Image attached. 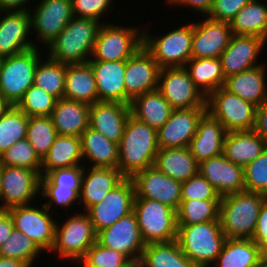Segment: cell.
I'll list each match as a JSON object with an SVG mask.
<instances>
[{
    "label": "cell",
    "instance_id": "obj_47",
    "mask_svg": "<svg viewBox=\"0 0 267 267\" xmlns=\"http://www.w3.org/2000/svg\"><path fill=\"white\" fill-rule=\"evenodd\" d=\"M129 261L130 259L121 252L104 247L96 241L79 263L83 262L84 267H120Z\"/></svg>",
    "mask_w": 267,
    "mask_h": 267
},
{
    "label": "cell",
    "instance_id": "obj_46",
    "mask_svg": "<svg viewBox=\"0 0 267 267\" xmlns=\"http://www.w3.org/2000/svg\"><path fill=\"white\" fill-rule=\"evenodd\" d=\"M56 101V97L42 90L40 87L32 85L16 106L28 117L50 116Z\"/></svg>",
    "mask_w": 267,
    "mask_h": 267
},
{
    "label": "cell",
    "instance_id": "obj_16",
    "mask_svg": "<svg viewBox=\"0 0 267 267\" xmlns=\"http://www.w3.org/2000/svg\"><path fill=\"white\" fill-rule=\"evenodd\" d=\"M41 175L31 169L2 165V210L29 205L40 194Z\"/></svg>",
    "mask_w": 267,
    "mask_h": 267
},
{
    "label": "cell",
    "instance_id": "obj_58",
    "mask_svg": "<svg viewBox=\"0 0 267 267\" xmlns=\"http://www.w3.org/2000/svg\"><path fill=\"white\" fill-rule=\"evenodd\" d=\"M30 0H0V14L1 12L9 11H27L25 4Z\"/></svg>",
    "mask_w": 267,
    "mask_h": 267
},
{
    "label": "cell",
    "instance_id": "obj_40",
    "mask_svg": "<svg viewBox=\"0 0 267 267\" xmlns=\"http://www.w3.org/2000/svg\"><path fill=\"white\" fill-rule=\"evenodd\" d=\"M66 67L67 64L59 63L49 57L45 62L40 59L35 70L33 85L40 87L57 99L63 98Z\"/></svg>",
    "mask_w": 267,
    "mask_h": 267
},
{
    "label": "cell",
    "instance_id": "obj_15",
    "mask_svg": "<svg viewBox=\"0 0 267 267\" xmlns=\"http://www.w3.org/2000/svg\"><path fill=\"white\" fill-rule=\"evenodd\" d=\"M160 69L144 46L126 60L124 74L126 105H130L134 98L158 89Z\"/></svg>",
    "mask_w": 267,
    "mask_h": 267
},
{
    "label": "cell",
    "instance_id": "obj_48",
    "mask_svg": "<svg viewBox=\"0 0 267 267\" xmlns=\"http://www.w3.org/2000/svg\"><path fill=\"white\" fill-rule=\"evenodd\" d=\"M245 191L267 196V148L244 167Z\"/></svg>",
    "mask_w": 267,
    "mask_h": 267
},
{
    "label": "cell",
    "instance_id": "obj_14",
    "mask_svg": "<svg viewBox=\"0 0 267 267\" xmlns=\"http://www.w3.org/2000/svg\"><path fill=\"white\" fill-rule=\"evenodd\" d=\"M135 198L159 201L177 211L181 202L182 182L168 177L155 166L137 172L132 178Z\"/></svg>",
    "mask_w": 267,
    "mask_h": 267
},
{
    "label": "cell",
    "instance_id": "obj_32",
    "mask_svg": "<svg viewBox=\"0 0 267 267\" xmlns=\"http://www.w3.org/2000/svg\"><path fill=\"white\" fill-rule=\"evenodd\" d=\"M263 249L252 239L226 238L214 265L219 267H261Z\"/></svg>",
    "mask_w": 267,
    "mask_h": 267
},
{
    "label": "cell",
    "instance_id": "obj_10",
    "mask_svg": "<svg viewBox=\"0 0 267 267\" xmlns=\"http://www.w3.org/2000/svg\"><path fill=\"white\" fill-rule=\"evenodd\" d=\"M206 107L207 112L227 132L254 129L257 107L224 87L216 89L206 98Z\"/></svg>",
    "mask_w": 267,
    "mask_h": 267
},
{
    "label": "cell",
    "instance_id": "obj_3",
    "mask_svg": "<svg viewBox=\"0 0 267 267\" xmlns=\"http://www.w3.org/2000/svg\"><path fill=\"white\" fill-rule=\"evenodd\" d=\"M267 196L242 191L221 197L219 221L226 238L252 239Z\"/></svg>",
    "mask_w": 267,
    "mask_h": 267
},
{
    "label": "cell",
    "instance_id": "obj_44",
    "mask_svg": "<svg viewBox=\"0 0 267 267\" xmlns=\"http://www.w3.org/2000/svg\"><path fill=\"white\" fill-rule=\"evenodd\" d=\"M41 250L32 241L20 231L13 230L8 239L0 245V256L23 261L28 267H31Z\"/></svg>",
    "mask_w": 267,
    "mask_h": 267
},
{
    "label": "cell",
    "instance_id": "obj_36",
    "mask_svg": "<svg viewBox=\"0 0 267 267\" xmlns=\"http://www.w3.org/2000/svg\"><path fill=\"white\" fill-rule=\"evenodd\" d=\"M81 159L83 160L80 137L58 135L42 160L41 176L55 169L78 166Z\"/></svg>",
    "mask_w": 267,
    "mask_h": 267
},
{
    "label": "cell",
    "instance_id": "obj_18",
    "mask_svg": "<svg viewBox=\"0 0 267 267\" xmlns=\"http://www.w3.org/2000/svg\"><path fill=\"white\" fill-rule=\"evenodd\" d=\"M207 107L174 109L168 121L157 130L158 148L188 147L197 131L199 120Z\"/></svg>",
    "mask_w": 267,
    "mask_h": 267
},
{
    "label": "cell",
    "instance_id": "obj_20",
    "mask_svg": "<svg viewBox=\"0 0 267 267\" xmlns=\"http://www.w3.org/2000/svg\"><path fill=\"white\" fill-rule=\"evenodd\" d=\"M232 36L230 22L205 17L203 22L193 23L192 58H220Z\"/></svg>",
    "mask_w": 267,
    "mask_h": 267
},
{
    "label": "cell",
    "instance_id": "obj_35",
    "mask_svg": "<svg viewBox=\"0 0 267 267\" xmlns=\"http://www.w3.org/2000/svg\"><path fill=\"white\" fill-rule=\"evenodd\" d=\"M80 139L83 159L93 162L92 167L118 168V144L90 127L81 134Z\"/></svg>",
    "mask_w": 267,
    "mask_h": 267
},
{
    "label": "cell",
    "instance_id": "obj_37",
    "mask_svg": "<svg viewBox=\"0 0 267 267\" xmlns=\"http://www.w3.org/2000/svg\"><path fill=\"white\" fill-rule=\"evenodd\" d=\"M140 267H199L181 251L177 240L145 244Z\"/></svg>",
    "mask_w": 267,
    "mask_h": 267
},
{
    "label": "cell",
    "instance_id": "obj_56",
    "mask_svg": "<svg viewBox=\"0 0 267 267\" xmlns=\"http://www.w3.org/2000/svg\"><path fill=\"white\" fill-rule=\"evenodd\" d=\"M169 4L175 5H184L194 8L199 13H202L203 16L207 15L213 0H166Z\"/></svg>",
    "mask_w": 267,
    "mask_h": 267
},
{
    "label": "cell",
    "instance_id": "obj_12",
    "mask_svg": "<svg viewBox=\"0 0 267 267\" xmlns=\"http://www.w3.org/2000/svg\"><path fill=\"white\" fill-rule=\"evenodd\" d=\"M39 207L29 205L7 209L13 220L14 229L31 238L41 251H51L55 241L56 221L43 204Z\"/></svg>",
    "mask_w": 267,
    "mask_h": 267
},
{
    "label": "cell",
    "instance_id": "obj_9",
    "mask_svg": "<svg viewBox=\"0 0 267 267\" xmlns=\"http://www.w3.org/2000/svg\"><path fill=\"white\" fill-rule=\"evenodd\" d=\"M97 241V232L87 212L76 213L61 226L56 223L55 241L51 252L59 253L61 259L79 261Z\"/></svg>",
    "mask_w": 267,
    "mask_h": 267
},
{
    "label": "cell",
    "instance_id": "obj_38",
    "mask_svg": "<svg viewBox=\"0 0 267 267\" xmlns=\"http://www.w3.org/2000/svg\"><path fill=\"white\" fill-rule=\"evenodd\" d=\"M185 68L196 87L206 98L213 91L224 86L225 77L220 58H191Z\"/></svg>",
    "mask_w": 267,
    "mask_h": 267
},
{
    "label": "cell",
    "instance_id": "obj_33",
    "mask_svg": "<svg viewBox=\"0 0 267 267\" xmlns=\"http://www.w3.org/2000/svg\"><path fill=\"white\" fill-rule=\"evenodd\" d=\"M153 166L168 177L184 182L198 173L199 164L188 147L159 148Z\"/></svg>",
    "mask_w": 267,
    "mask_h": 267
},
{
    "label": "cell",
    "instance_id": "obj_49",
    "mask_svg": "<svg viewBox=\"0 0 267 267\" xmlns=\"http://www.w3.org/2000/svg\"><path fill=\"white\" fill-rule=\"evenodd\" d=\"M221 200L214 187L198 172L182 182L181 200Z\"/></svg>",
    "mask_w": 267,
    "mask_h": 267
},
{
    "label": "cell",
    "instance_id": "obj_63",
    "mask_svg": "<svg viewBox=\"0 0 267 267\" xmlns=\"http://www.w3.org/2000/svg\"><path fill=\"white\" fill-rule=\"evenodd\" d=\"M263 259H267V246L263 249Z\"/></svg>",
    "mask_w": 267,
    "mask_h": 267
},
{
    "label": "cell",
    "instance_id": "obj_39",
    "mask_svg": "<svg viewBox=\"0 0 267 267\" xmlns=\"http://www.w3.org/2000/svg\"><path fill=\"white\" fill-rule=\"evenodd\" d=\"M261 2L250 0L230 21L233 35H254L267 42V6Z\"/></svg>",
    "mask_w": 267,
    "mask_h": 267
},
{
    "label": "cell",
    "instance_id": "obj_1",
    "mask_svg": "<svg viewBox=\"0 0 267 267\" xmlns=\"http://www.w3.org/2000/svg\"><path fill=\"white\" fill-rule=\"evenodd\" d=\"M158 149L157 131L130 115L119 144L117 169L125 178H132L154 165Z\"/></svg>",
    "mask_w": 267,
    "mask_h": 267
},
{
    "label": "cell",
    "instance_id": "obj_31",
    "mask_svg": "<svg viewBox=\"0 0 267 267\" xmlns=\"http://www.w3.org/2000/svg\"><path fill=\"white\" fill-rule=\"evenodd\" d=\"M63 98L90 105L98 102L95 75L89 62L67 64Z\"/></svg>",
    "mask_w": 267,
    "mask_h": 267
},
{
    "label": "cell",
    "instance_id": "obj_41",
    "mask_svg": "<svg viewBox=\"0 0 267 267\" xmlns=\"http://www.w3.org/2000/svg\"><path fill=\"white\" fill-rule=\"evenodd\" d=\"M221 200H181L176 211L177 225L219 221Z\"/></svg>",
    "mask_w": 267,
    "mask_h": 267
},
{
    "label": "cell",
    "instance_id": "obj_45",
    "mask_svg": "<svg viewBox=\"0 0 267 267\" xmlns=\"http://www.w3.org/2000/svg\"><path fill=\"white\" fill-rule=\"evenodd\" d=\"M0 163L3 166L31 169L41 175L42 160L26 138L19 140L3 152L0 155Z\"/></svg>",
    "mask_w": 267,
    "mask_h": 267
},
{
    "label": "cell",
    "instance_id": "obj_57",
    "mask_svg": "<svg viewBox=\"0 0 267 267\" xmlns=\"http://www.w3.org/2000/svg\"><path fill=\"white\" fill-rule=\"evenodd\" d=\"M14 230L13 220L7 210L0 211V245L9 238Z\"/></svg>",
    "mask_w": 267,
    "mask_h": 267
},
{
    "label": "cell",
    "instance_id": "obj_19",
    "mask_svg": "<svg viewBox=\"0 0 267 267\" xmlns=\"http://www.w3.org/2000/svg\"><path fill=\"white\" fill-rule=\"evenodd\" d=\"M31 14V28L48 46L74 17L71 0H42Z\"/></svg>",
    "mask_w": 267,
    "mask_h": 267
},
{
    "label": "cell",
    "instance_id": "obj_17",
    "mask_svg": "<svg viewBox=\"0 0 267 267\" xmlns=\"http://www.w3.org/2000/svg\"><path fill=\"white\" fill-rule=\"evenodd\" d=\"M97 242L104 247L119 251L130 260L137 262L145 248L134 212L122 217L112 226L99 231Z\"/></svg>",
    "mask_w": 267,
    "mask_h": 267
},
{
    "label": "cell",
    "instance_id": "obj_6",
    "mask_svg": "<svg viewBox=\"0 0 267 267\" xmlns=\"http://www.w3.org/2000/svg\"><path fill=\"white\" fill-rule=\"evenodd\" d=\"M41 59L37 47L10 57L0 64V93L16 106L34 83V74Z\"/></svg>",
    "mask_w": 267,
    "mask_h": 267
},
{
    "label": "cell",
    "instance_id": "obj_11",
    "mask_svg": "<svg viewBox=\"0 0 267 267\" xmlns=\"http://www.w3.org/2000/svg\"><path fill=\"white\" fill-rule=\"evenodd\" d=\"M158 90L173 109L206 107V97L196 87L185 67L161 68Z\"/></svg>",
    "mask_w": 267,
    "mask_h": 267
},
{
    "label": "cell",
    "instance_id": "obj_54",
    "mask_svg": "<svg viewBox=\"0 0 267 267\" xmlns=\"http://www.w3.org/2000/svg\"><path fill=\"white\" fill-rule=\"evenodd\" d=\"M252 240L262 249L267 246V199L264 201L255 227Z\"/></svg>",
    "mask_w": 267,
    "mask_h": 267
},
{
    "label": "cell",
    "instance_id": "obj_60",
    "mask_svg": "<svg viewBox=\"0 0 267 267\" xmlns=\"http://www.w3.org/2000/svg\"><path fill=\"white\" fill-rule=\"evenodd\" d=\"M13 105L0 93V117H2Z\"/></svg>",
    "mask_w": 267,
    "mask_h": 267
},
{
    "label": "cell",
    "instance_id": "obj_51",
    "mask_svg": "<svg viewBox=\"0 0 267 267\" xmlns=\"http://www.w3.org/2000/svg\"><path fill=\"white\" fill-rule=\"evenodd\" d=\"M40 195L44 198H49L44 205L50 209L52 203L62 207H68L74 205L73 203L79 201V193L73 187H65L61 185H41Z\"/></svg>",
    "mask_w": 267,
    "mask_h": 267
},
{
    "label": "cell",
    "instance_id": "obj_52",
    "mask_svg": "<svg viewBox=\"0 0 267 267\" xmlns=\"http://www.w3.org/2000/svg\"><path fill=\"white\" fill-rule=\"evenodd\" d=\"M73 16L98 20L112 7V0H71ZM108 9V10H107Z\"/></svg>",
    "mask_w": 267,
    "mask_h": 267
},
{
    "label": "cell",
    "instance_id": "obj_59",
    "mask_svg": "<svg viewBox=\"0 0 267 267\" xmlns=\"http://www.w3.org/2000/svg\"><path fill=\"white\" fill-rule=\"evenodd\" d=\"M0 267H28V266L23 261L0 256Z\"/></svg>",
    "mask_w": 267,
    "mask_h": 267
},
{
    "label": "cell",
    "instance_id": "obj_30",
    "mask_svg": "<svg viewBox=\"0 0 267 267\" xmlns=\"http://www.w3.org/2000/svg\"><path fill=\"white\" fill-rule=\"evenodd\" d=\"M267 148L254 130L230 131L224 139L223 155L230 162L245 167Z\"/></svg>",
    "mask_w": 267,
    "mask_h": 267
},
{
    "label": "cell",
    "instance_id": "obj_34",
    "mask_svg": "<svg viewBox=\"0 0 267 267\" xmlns=\"http://www.w3.org/2000/svg\"><path fill=\"white\" fill-rule=\"evenodd\" d=\"M173 110L158 89L146 92L130 103L131 115L156 131L168 121Z\"/></svg>",
    "mask_w": 267,
    "mask_h": 267
},
{
    "label": "cell",
    "instance_id": "obj_55",
    "mask_svg": "<svg viewBox=\"0 0 267 267\" xmlns=\"http://www.w3.org/2000/svg\"><path fill=\"white\" fill-rule=\"evenodd\" d=\"M267 145V101L256 108L255 126L253 129Z\"/></svg>",
    "mask_w": 267,
    "mask_h": 267
},
{
    "label": "cell",
    "instance_id": "obj_43",
    "mask_svg": "<svg viewBox=\"0 0 267 267\" xmlns=\"http://www.w3.org/2000/svg\"><path fill=\"white\" fill-rule=\"evenodd\" d=\"M57 136L50 116L29 117L26 139L30 142L41 160L47 155Z\"/></svg>",
    "mask_w": 267,
    "mask_h": 267
},
{
    "label": "cell",
    "instance_id": "obj_27",
    "mask_svg": "<svg viewBox=\"0 0 267 267\" xmlns=\"http://www.w3.org/2000/svg\"><path fill=\"white\" fill-rule=\"evenodd\" d=\"M88 174L86 175V170ZM125 177L118 169L108 167H89L83 170L81 191L77 204L83 203L85 211L99 203ZM81 199V200H80Z\"/></svg>",
    "mask_w": 267,
    "mask_h": 267
},
{
    "label": "cell",
    "instance_id": "obj_42",
    "mask_svg": "<svg viewBox=\"0 0 267 267\" xmlns=\"http://www.w3.org/2000/svg\"><path fill=\"white\" fill-rule=\"evenodd\" d=\"M29 117L17 106L0 117V155L19 140L26 138Z\"/></svg>",
    "mask_w": 267,
    "mask_h": 267
},
{
    "label": "cell",
    "instance_id": "obj_7",
    "mask_svg": "<svg viewBox=\"0 0 267 267\" xmlns=\"http://www.w3.org/2000/svg\"><path fill=\"white\" fill-rule=\"evenodd\" d=\"M138 27H125L102 22L89 61H126L143 46V33Z\"/></svg>",
    "mask_w": 267,
    "mask_h": 267
},
{
    "label": "cell",
    "instance_id": "obj_2",
    "mask_svg": "<svg viewBox=\"0 0 267 267\" xmlns=\"http://www.w3.org/2000/svg\"><path fill=\"white\" fill-rule=\"evenodd\" d=\"M89 18L73 17L47 46L50 59L63 64L86 63L92 56L102 23ZM87 58V59H86Z\"/></svg>",
    "mask_w": 267,
    "mask_h": 267
},
{
    "label": "cell",
    "instance_id": "obj_50",
    "mask_svg": "<svg viewBox=\"0 0 267 267\" xmlns=\"http://www.w3.org/2000/svg\"><path fill=\"white\" fill-rule=\"evenodd\" d=\"M84 165L59 168L41 176V185H61L73 187L78 193L81 191L82 174Z\"/></svg>",
    "mask_w": 267,
    "mask_h": 267
},
{
    "label": "cell",
    "instance_id": "obj_21",
    "mask_svg": "<svg viewBox=\"0 0 267 267\" xmlns=\"http://www.w3.org/2000/svg\"><path fill=\"white\" fill-rule=\"evenodd\" d=\"M266 41L254 35H233L220 55L225 78L259 66L256 63Z\"/></svg>",
    "mask_w": 267,
    "mask_h": 267
},
{
    "label": "cell",
    "instance_id": "obj_62",
    "mask_svg": "<svg viewBox=\"0 0 267 267\" xmlns=\"http://www.w3.org/2000/svg\"><path fill=\"white\" fill-rule=\"evenodd\" d=\"M139 262L130 260L127 264L120 267H138Z\"/></svg>",
    "mask_w": 267,
    "mask_h": 267
},
{
    "label": "cell",
    "instance_id": "obj_13",
    "mask_svg": "<svg viewBox=\"0 0 267 267\" xmlns=\"http://www.w3.org/2000/svg\"><path fill=\"white\" fill-rule=\"evenodd\" d=\"M134 199V183L131 178H124L102 201L86 211L95 231L98 233L133 212Z\"/></svg>",
    "mask_w": 267,
    "mask_h": 267
},
{
    "label": "cell",
    "instance_id": "obj_53",
    "mask_svg": "<svg viewBox=\"0 0 267 267\" xmlns=\"http://www.w3.org/2000/svg\"><path fill=\"white\" fill-rule=\"evenodd\" d=\"M249 2L250 0H213L207 17L230 22Z\"/></svg>",
    "mask_w": 267,
    "mask_h": 267
},
{
    "label": "cell",
    "instance_id": "obj_8",
    "mask_svg": "<svg viewBox=\"0 0 267 267\" xmlns=\"http://www.w3.org/2000/svg\"><path fill=\"white\" fill-rule=\"evenodd\" d=\"M146 32L143 33V46L160 68L185 67L192 58L193 23L179 26L159 38Z\"/></svg>",
    "mask_w": 267,
    "mask_h": 267
},
{
    "label": "cell",
    "instance_id": "obj_29",
    "mask_svg": "<svg viewBox=\"0 0 267 267\" xmlns=\"http://www.w3.org/2000/svg\"><path fill=\"white\" fill-rule=\"evenodd\" d=\"M262 64L225 78L224 88L259 107L267 101L266 72Z\"/></svg>",
    "mask_w": 267,
    "mask_h": 267
},
{
    "label": "cell",
    "instance_id": "obj_26",
    "mask_svg": "<svg viewBox=\"0 0 267 267\" xmlns=\"http://www.w3.org/2000/svg\"><path fill=\"white\" fill-rule=\"evenodd\" d=\"M93 68L98 101L125 104L126 61H88Z\"/></svg>",
    "mask_w": 267,
    "mask_h": 267
},
{
    "label": "cell",
    "instance_id": "obj_24",
    "mask_svg": "<svg viewBox=\"0 0 267 267\" xmlns=\"http://www.w3.org/2000/svg\"><path fill=\"white\" fill-rule=\"evenodd\" d=\"M130 115V105L98 101L90 105L89 127L119 145Z\"/></svg>",
    "mask_w": 267,
    "mask_h": 267
},
{
    "label": "cell",
    "instance_id": "obj_5",
    "mask_svg": "<svg viewBox=\"0 0 267 267\" xmlns=\"http://www.w3.org/2000/svg\"><path fill=\"white\" fill-rule=\"evenodd\" d=\"M133 212L145 244L177 239L176 210L156 200L135 198Z\"/></svg>",
    "mask_w": 267,
    "mask_h": 267
},
{
    "label": "cell",
    "instance_id": "obj_28",
    "mask_svg": "<svg viewBox=\"0 0 267 267\" xmlns=\"http://www.w3.org/2000/svg\"><path fill=\"white\" fill-rule=\"evenodd\" d=\"M50 117L57 135L80 137L89 127L90 104L60 98L57 99Z\"/></svg>",
    "mask_w": 267,
    "mask_h": 267
},
{
    "label": "cell",
    "instance_id": "obj_25",
    "mask_svg": "<svg viewBox=\"0 0 267 267\" xmlns=\"http://www.w3.org/2000/svg\"><path fill=\"white\" fill-rule=\"evenodd\" d=\"M226 133L224 126L208 112L202 116L188 146L198 164L223 154Z\"/></svg>",
    "mask_w": 267,
    "mask_h": 267
},
{
    "label": "cell",
    "instance_id": "obj_22",
    "mask_svg": "<svg viewBox=\"0 0 267 267\" xmlns=\"http://www.w3.org/2000/svg\"><path fill=\"white\" fill-rule=\"evenodd\" d=\"M2 13H7L0 19V56L2 58L37 47L32 40H28L32 30L29 10Z\"/></svg>",
    "mask_w": 267,
    "mask_h": 267
},
{
    "label": "cell",
    "instance_id": "obj_23",
    "mask_svg": "<svg viewBox=\"0 0 267 267\" xmlns=\"http://www.w3.org/2000/svg\"><path fill=\"white\" fill-rule=\"evenodd\" d=\"M198 172L220 197L245 191L244 167L230 162L223 154L199 163Z\"/></svg>",
    "mask_w": 267,
    "mask_h": 267
},
{
    "label": "cell",
    "instance_id": "obj_4",
    "mask_svg": "<svg viewBox=\"0 0 267 267\" xmlns=\"http://www.w3.org/2000/svg\"><path fill=\"white\" fill-rule=\"evenodd\" d=\"M181 251L199 267H212L226 240L220 221L177 225Z\"/></svg>",
    "mask_w": 267,
    "mask_h": 267
},
{
    "label": "cell",
    "instance_id": "obj_61",
    "mask_svg": "<svg viewBox=\"0 0 267 267\" xmlns=\"http://www.w3.org/2000/svg\"><path fill=\"white\" fill-rule=\"evenodd\" d=\"M0 199L2 200V164L1 163H0ZM1 210H2V205L0 204V211Z\"/></svg>",
    "mask_w": 267,
    "mask_h": 267
},
{
    "label": "cell",
    "instance_id": "obj_64",
    "mask_svg": "<svg viewBox=\"0 0 267 267\" xmlns=\"http://www.w3.org/2000/svg\"><path fill=\"white\" fill-rule=\"evenodd\" d=\"M261 267H267V259H262Z\"/></svg>",
    "mask_w": 267,
    "mask_h": 267
}]
</instances>
